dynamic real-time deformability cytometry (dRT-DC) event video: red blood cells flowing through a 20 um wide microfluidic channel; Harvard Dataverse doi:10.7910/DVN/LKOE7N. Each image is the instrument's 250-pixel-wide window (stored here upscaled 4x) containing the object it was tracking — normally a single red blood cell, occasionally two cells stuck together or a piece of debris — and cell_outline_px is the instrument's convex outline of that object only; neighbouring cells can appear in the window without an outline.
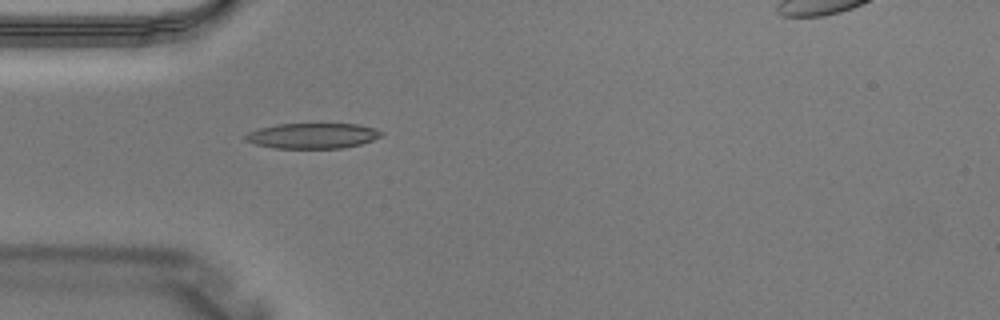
{"species": "Egyptian fruit bat (a non-hibernating species)", "species_latin": "Rousettus aegyptiacus", "temperature_condition": "warm", "stored_images_in_passage": 4, "camera_frame_rate_fps": 3000, "um_per_image_px": 0.085, "animal": {"sex": "male"}, "frame": {"image": 1, "passage_image": 3, "time_ms": 0.667, "image_size_px": [1000, 320], "cell_outline_px": [[384, 132], [380, 136], [372, 140], [360, 144], [340, 148], [276, 148], [256, 144], [244, 140], [244, 136], [248, 132], [260, 128], [276, 124], [356, 124], [376, 128]], "centroid_in_image_um": [26.56, 11.53], "position_along_channel_um": 58.4, "area_um2": 20.0}}